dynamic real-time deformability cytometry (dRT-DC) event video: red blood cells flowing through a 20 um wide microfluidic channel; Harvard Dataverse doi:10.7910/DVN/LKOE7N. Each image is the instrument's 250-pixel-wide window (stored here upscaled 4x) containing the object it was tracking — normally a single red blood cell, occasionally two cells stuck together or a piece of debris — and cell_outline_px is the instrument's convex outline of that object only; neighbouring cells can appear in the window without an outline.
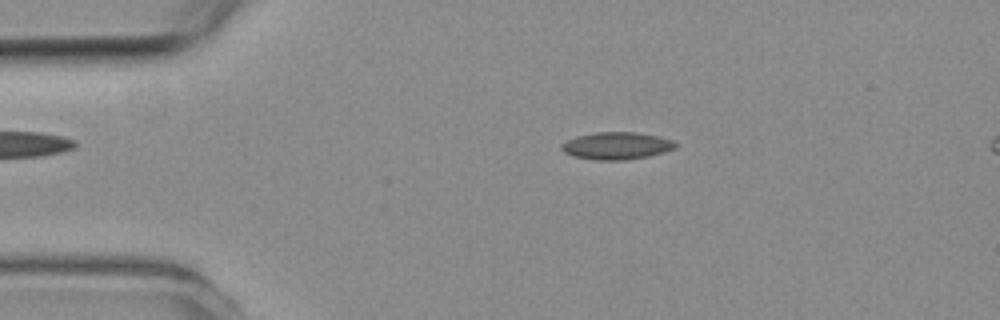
{"species": "common noctule bat (a hibernating species)", "species_latin": "Nyctalus noctula", "temperature_condition": "room temperature", "stored_images_in_passage": 3, "camera_frame_rate_fps": 3000, "um_per_image_px": 0.085, "animal": {"sex": "female", "body_mass_g": 19.3, "forearm_length_mm": 54.1}, "frame": {"image": 1, "passage_image": 1, "time_ms": 0.0, "image_size_px": [1000, 320], "cell_outline_px": [[676, 148], [664, 152], [648, 156], [624, 160], [596, 160], [572, 156], [564, 152], [560, 148], [560, 144], [576, 136], [596, 132], [636, 132], [660, 136], [672, 140], [676, 144]], "centroid_in_image_um": [52.4, 12.39], "position_along_channel_um": 32.6, "area_um2": 18.21}}